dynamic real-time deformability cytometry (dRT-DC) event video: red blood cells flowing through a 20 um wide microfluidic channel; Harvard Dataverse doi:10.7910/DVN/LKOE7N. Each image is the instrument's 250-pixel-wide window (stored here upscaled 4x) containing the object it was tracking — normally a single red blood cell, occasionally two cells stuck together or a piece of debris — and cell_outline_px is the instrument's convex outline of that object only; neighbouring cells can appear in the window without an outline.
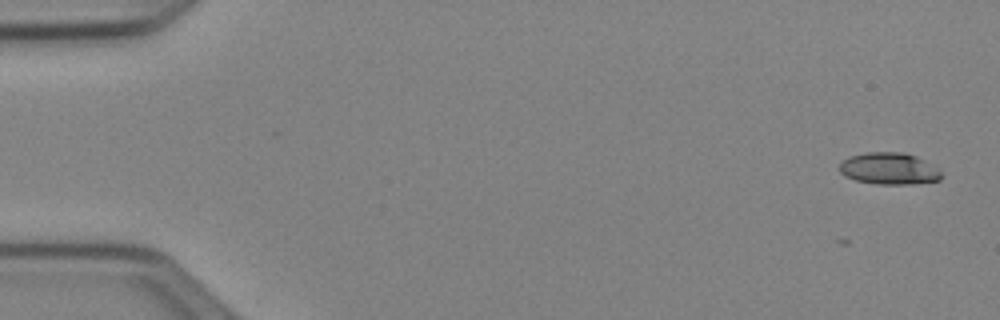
{"species": "Egyptian fruit bat (a non-hibernating species)", "species_latin": "Rousettus aegyptiacus", "temperature_condition": "cold", "stored_images_in_passage": 3, "camera_frame_rate_fps": 3000, "um_per_image_px": 0.085, "animal": {"sex": "female"}, "frame": {"image": 1, "passage_image": 3, "time_ms": 0.667, "image_size_px": [1000, 320], "cell_outline_px": [[940, 180], [912, 184], [876, 184], [856, 180], [844, 176], [840, 172], [840, 164], [848, 156], [868, 152], [904, 152], [916, 156], [924, 160], [936, 168], [940, 172]], "centroid_in_image_um": [75.54, 14.33], "position_along_channel_um": 9.5, "area_um2": 18.79}}